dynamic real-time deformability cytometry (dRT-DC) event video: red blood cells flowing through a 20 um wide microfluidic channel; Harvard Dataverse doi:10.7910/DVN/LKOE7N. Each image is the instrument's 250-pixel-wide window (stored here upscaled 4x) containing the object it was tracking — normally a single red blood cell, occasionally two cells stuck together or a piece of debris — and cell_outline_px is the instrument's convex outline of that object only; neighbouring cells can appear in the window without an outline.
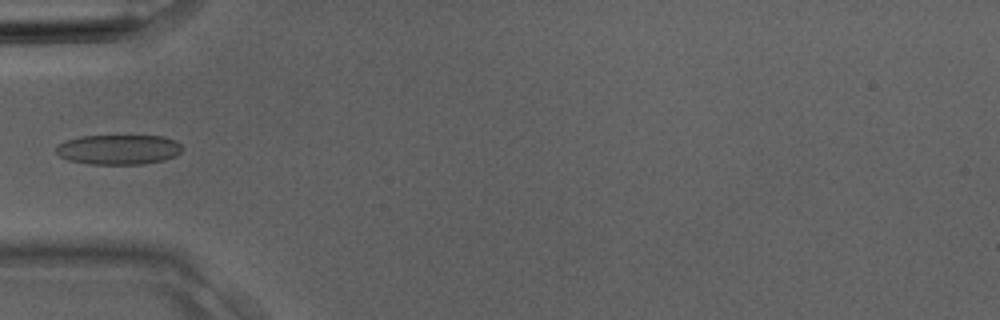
{"species": "Egyptian fruit bat (a non-hibernating species)", "species_latin": "Rousettus aegyptiacus", "temperature_condition": "room temperature", "stored_images_in_passage": 3, "camera_frame_rate_fps": 3000, "um_per_image_px": 0.085, "animal": {"sex": "male"}, "frame": {"image": 1, "passage_image": 3, "time_ms": 0.667, "image_size_px": [1000, 320], "cell_outline_px": [[184, 148], [176, 156], [164, 160], [144, 164], [88, 164], [68, 160], [60, 156], [56, 152], [56, 144], [64, 140], [80, 136], [164, 136], [176, 140]], "centroid_in_image_um": [10.07, 12.71], "position_along_channel_um": 74.9, "area_um2": 22.25}}